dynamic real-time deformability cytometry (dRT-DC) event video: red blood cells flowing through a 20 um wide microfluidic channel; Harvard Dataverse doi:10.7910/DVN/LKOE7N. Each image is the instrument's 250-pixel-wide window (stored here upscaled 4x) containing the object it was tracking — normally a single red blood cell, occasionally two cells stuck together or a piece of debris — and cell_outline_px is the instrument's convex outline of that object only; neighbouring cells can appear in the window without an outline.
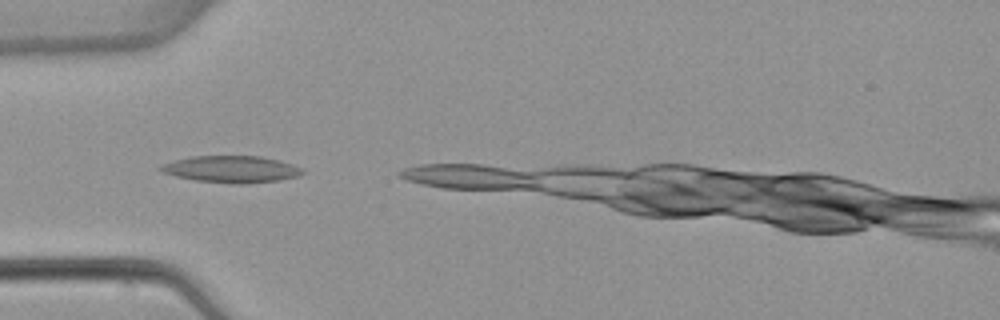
{"species": "common noctule bat (a hibernating species)", "species_latin": "Nyctalus noctula", "temperature_condition": "warm", "stored_images_in_passage": 9, "camera_frame_rate_fps": 3000, "um_per_image_px": 0.085, "animal": {"sex": "female", "body_mass_g": 22.7, "forearm_length_mm": 54.2}, "frame": {"image": 1, "passage_image": 1, "time_ms": 0.0, "image_size_px": [1000, 320], "cell_outline_px": [[304, 172], [296, 176], [280, 180], [244, 184], [236, 184], [196, 180], [176, 176], [164, 172], [156, 168], [160, 164], [192, 156], [260, 156], [280, 160], [292, 164], [300, 168]], "centroid_in_image_um": [19.65, 14.38], "position_along_channel_um": 65.4, "area_um2": 22.02}}